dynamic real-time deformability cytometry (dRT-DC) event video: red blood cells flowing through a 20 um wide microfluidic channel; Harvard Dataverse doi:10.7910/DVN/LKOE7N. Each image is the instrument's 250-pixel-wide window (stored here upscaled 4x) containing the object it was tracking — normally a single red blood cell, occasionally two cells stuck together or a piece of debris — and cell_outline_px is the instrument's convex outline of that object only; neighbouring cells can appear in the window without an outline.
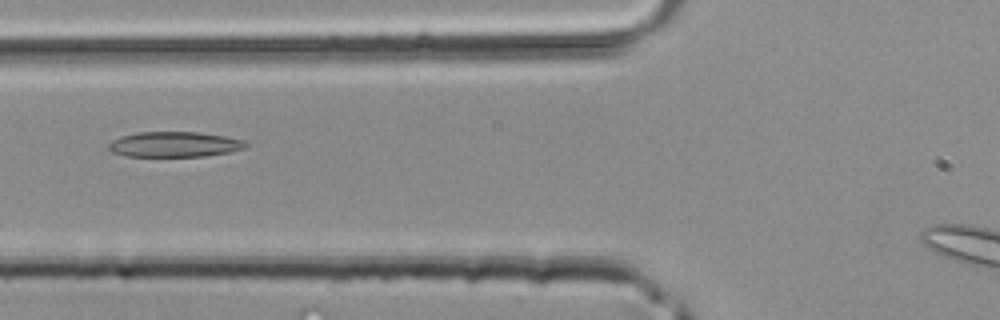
{"species": "common noctule bat (a hibernating species)", "species_latin": "Nyctalus noctula", "temperature_condition": "room temperature", "stored_images_in_passage": 27, "camera_frame_rate_fps": 3000, "um_per_image_px": 0.085, "animal": {"sex": "male", "body_mass_g": 20.4}, "frame": {"image": 1, "passage_image": 5, "time_ms": 1.333, "image_size_px": [1000, 320], "cell_outline_px": [[248, 144], [244, 148], [232, 152], [204, 156], [124, 156], [112, 152], [108, 148], [108, 144], [112, 140], [120, 136], [136, 132], [200, 132], [224, 136], [244, 140]], "centroid_in_image_um": [14.81, 12.27], "position_along_channel_um": 111.0, "area_um2": 20.35}}
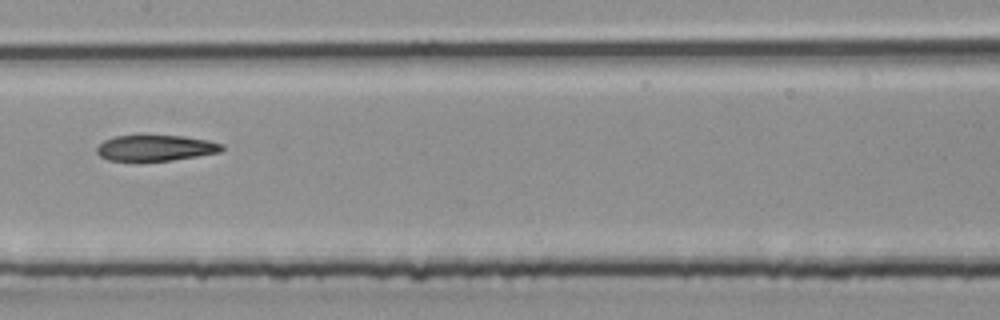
{"frame": {"image": 2, "passage_image": 10, "time_ms": 3.0, "image_size_px": [1000, 320], "cell_outline_px": [[224, 148], [220, 152], [172, 160], [108, 160], [100, 156], [96, 152], [96, 148], [104, 140], [116, 136], [184, 136], [208, 140], [224, 144]], "centroid_in_image_um": [13.24, 12.57], "position_along_channel_um": 194.2, "area_um2": 18.55}}
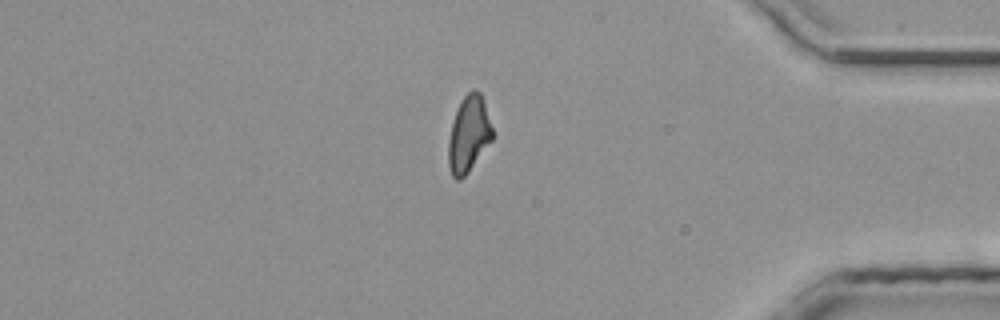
{"frame": {"image": 3, "passage_image": 24, "time_ms": 7.667, "image_size_px": [1000, 320], "cell_outline_px": [[492, 140], [468, 172], [460, 180], [456, 180], [452, 176], [448, 164], [448, 144], [452, 124], [456, 108], [460, 100], [472, 88], [476, 88], [480, 92], [484, 100], [492, 128]], "centroid_in_image_um": [39.83, 11.38], "position_along_channel_um": 395.4, "area_um2": 19.59}}